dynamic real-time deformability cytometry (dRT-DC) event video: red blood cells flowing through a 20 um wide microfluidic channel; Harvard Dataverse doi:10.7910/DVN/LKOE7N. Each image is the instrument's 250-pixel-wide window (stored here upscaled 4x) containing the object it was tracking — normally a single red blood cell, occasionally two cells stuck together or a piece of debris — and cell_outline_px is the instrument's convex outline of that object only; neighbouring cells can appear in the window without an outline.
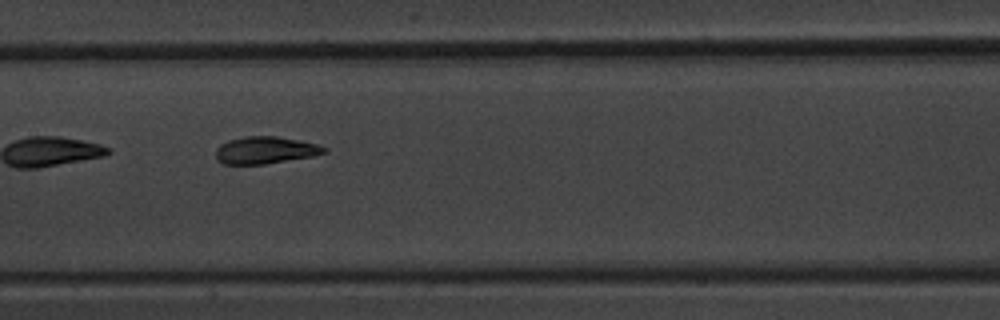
{"species": "common noctule bat (a hibernating species)", "species_latin": "Nyctalus noctula", "temperature_condition": "warm", "stored_images_in_passage": 8, "camera_frame_rate_fps": 3000, "um_per_image_px": 0.085, "animal": {"sex": "male", "body_mass_g": 20.1, "forearm_length_mm": 53.5}, "frame": {"image": 1, "passage_image": 7, "time_ms": 8.667, "image_size_px": [1000, 320], "cell_outline_px": [[328, 152], [312, 156], [264, 164], [224, 164], [216, 160], [216, 148], [220, 144], [228, 140], [244, 136], [276, 136], [316, 144], [328, 148]], "centroid_in_image_um": [22.52, 12.76], "position_along_channel_um": 184.9, "area_um2": 17.11}}